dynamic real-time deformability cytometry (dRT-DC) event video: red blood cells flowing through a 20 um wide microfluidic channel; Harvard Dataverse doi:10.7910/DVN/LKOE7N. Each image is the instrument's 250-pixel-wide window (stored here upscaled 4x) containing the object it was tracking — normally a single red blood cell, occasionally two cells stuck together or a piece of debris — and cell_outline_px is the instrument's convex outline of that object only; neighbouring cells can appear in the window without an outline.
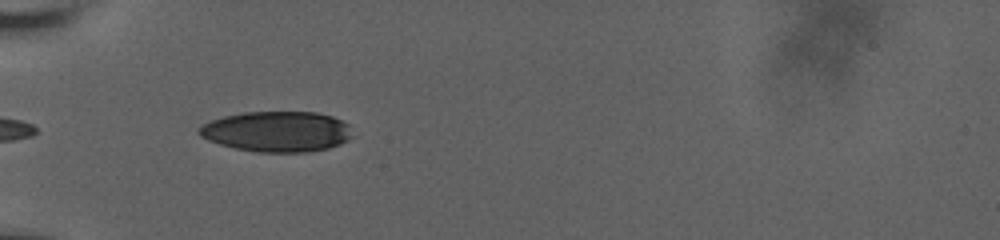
{"species": "human", "species_latin": "Homo sapiens", "temperature_condition": "room temperature", "stored_images_in_passage": 39, "camera_frame_rate_fps": 3000, "um_per_image_px": 0.085, "donor": {"sex": "male"}, "frame": {"image": 1, "passage_image": 1, "time_ms": 0.0, "image_size_px": [1000, 240], "cell_outline_px": [[352, 136], [348, 140], [340, 144], [328, 148], [308, 152], [260, 152], [236, 148], [220, 144], [208, 140], [200, 136], [196, 132], [204, 124], [212, 120], [224, 116], [244, 112], [316, 112], [332, 116], [348, 124]], "centroid_in_image_um": [23.55, 11.18], "position_along_channel_um": 61.5, "area_um2": 36.07}}
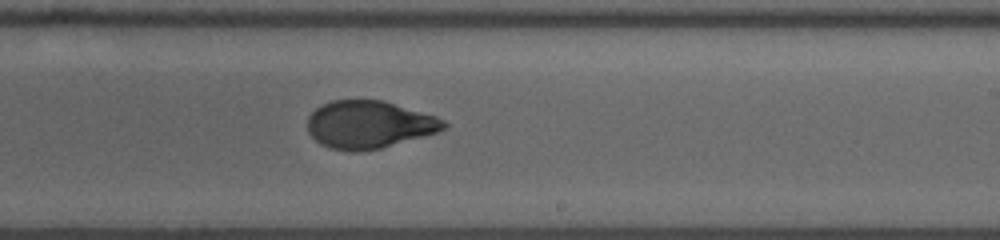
{"frame": {"image": 2, "passage_image": 18, "time_ms": 5.667, "image_size_px": [1000, 240], "cell_outline_px": [[448, 124], [444, 128], [436, 132], [380, 148], [356, 152], [352, 152], [328, 148], [320, 144], [308, 132], [308, 116], [316, 108], [332, 100], [384, 100], [436, 116], [444, 120]], "centroid_in_image_um": [31.34, 10.58], "position_along_channel_um": 257.7, "area_um2": 37.63}}
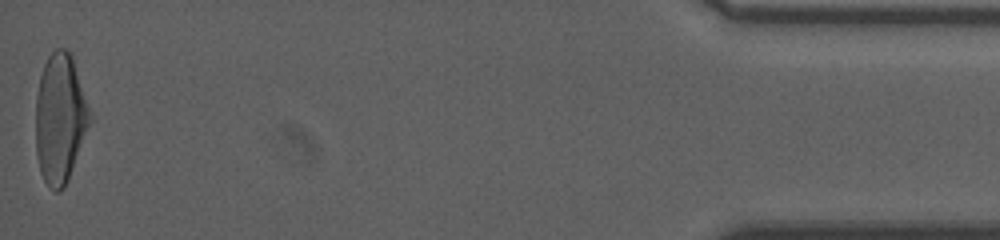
{"frame": {"image": 3, "passage_image": 39, "time_ms": 12.667, "image_size_px": [1000, 240], "cell_outline_px": [[92, 120], [64, 188], [60, 192], [56, 192], [48, 188], [40, 172], [36, 156], [36, 96], [40, 76], [44, 64], [48, 56], [56, 48], [68, 48], [72, 52], [92, 116]], "centroid_in_image_um": [5.11, 10.04], "position_along_channel_um": 430.1, "area_um2": 41.33}, "authors_computed_cell_mechanics": {"area_um2": 38.6104, "velocity_mm_per_s": 3.6597, "shape_relaxation_time_tau1_ms": 5.5987, "shape_relaxation_time_tau2_ms": 1.0779, "deformation_change_tau1": 0.1991, "deformation_change_tau2": 0.0595}}